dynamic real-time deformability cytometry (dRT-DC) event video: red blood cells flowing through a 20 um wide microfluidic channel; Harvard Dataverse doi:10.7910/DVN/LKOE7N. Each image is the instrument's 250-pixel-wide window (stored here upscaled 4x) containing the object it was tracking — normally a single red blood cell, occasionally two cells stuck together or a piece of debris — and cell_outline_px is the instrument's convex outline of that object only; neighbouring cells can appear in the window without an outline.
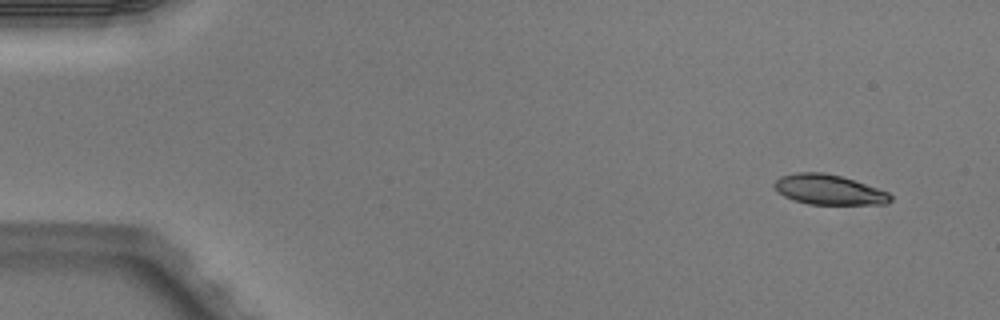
{"species": "Egyptian fruit bat (a non-hibernating species)", "species_latin": "Rousettus aegyptiacus", "temperature_condition": "warm", "stored_images_in_passage": 4, "camera_frame_rate_fps": 3000, "um_per_image_px": 0.085, "animal": {"sex": "male"}, "frame": {"image": 1, "passage_image": 1, "time_ms": 0.0, "image_size_px": [1000, 320], "cell_outline_px": [[892, 200], [884, 204], [808, 204], [792, 200], [784, 196], [772, 184], [780, 176], [796, 172], [824, 172], [840, 176], [888, 192], [892, 196]], "centroid_in_image_um": [70.41, 16.12], "position_along_channel_um": 14.6, "area_um2": 20.11}}
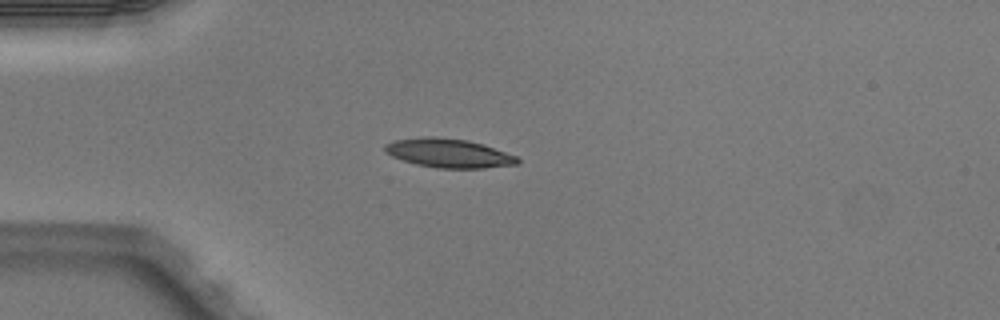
{"frame": {"image": 2, "passage_image": 3, "time_ms": 0.667, "image_size_px": [1000, 320], "cell_outline_px": [[520, 160], [516, 164], [484, 168], [436, 168], [416, 164], [392, 156], [384, 152], [384, 144], [396, 140], [428, 136], [468, 140], [484, 144], [516, 156]], "centroid_in_image_um": [38.13, 13.02], "position_along_channel_um": 46.9, "area_um2": 22.2}}